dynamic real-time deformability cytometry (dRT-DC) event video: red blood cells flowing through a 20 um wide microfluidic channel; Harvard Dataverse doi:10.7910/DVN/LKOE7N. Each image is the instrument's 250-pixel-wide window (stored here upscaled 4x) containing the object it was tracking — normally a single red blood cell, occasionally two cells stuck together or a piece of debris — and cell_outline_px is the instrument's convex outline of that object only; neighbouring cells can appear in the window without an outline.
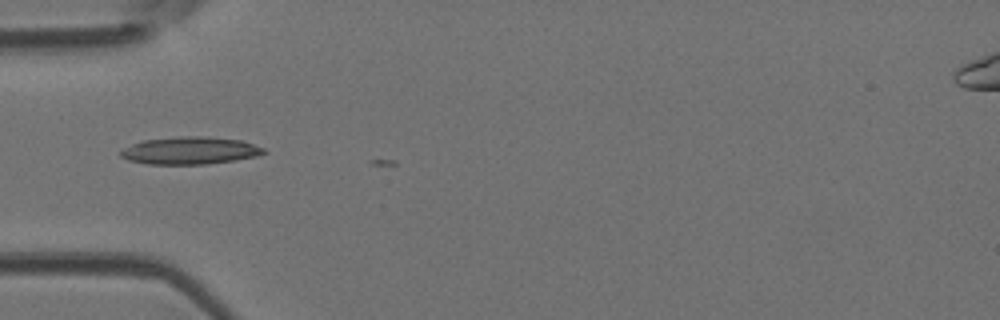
{"species": "Egyptian fruit bat (a non-hibernating species)", "species_latin": "Rousettus aegyptiacus", "temperature_condition": "room temperature", "stored_images_in_passage": 3, "camera_frame_rate_fps": 3000, "um_per_image_px": 0.085, "animal": {"sex": "female"}, "frame": {"image": 1, "passage_image": 2, "time_ms": 0.333, "image_size_px": [1000, 320], "cell_outline_px": [[268, 152], [256, 156], [236, 160], [204, 164], [148, 164], [128, 160], [120, 156], [120, 152], [124, 148], [132, 144], [144, 140], [180, 136], [200, 136], [240, 140], [264, 148]], "centroid_in_image_um": [16.14, 12.8], "position_along_channel_um": 68.9, "area_um2": 22.72}}